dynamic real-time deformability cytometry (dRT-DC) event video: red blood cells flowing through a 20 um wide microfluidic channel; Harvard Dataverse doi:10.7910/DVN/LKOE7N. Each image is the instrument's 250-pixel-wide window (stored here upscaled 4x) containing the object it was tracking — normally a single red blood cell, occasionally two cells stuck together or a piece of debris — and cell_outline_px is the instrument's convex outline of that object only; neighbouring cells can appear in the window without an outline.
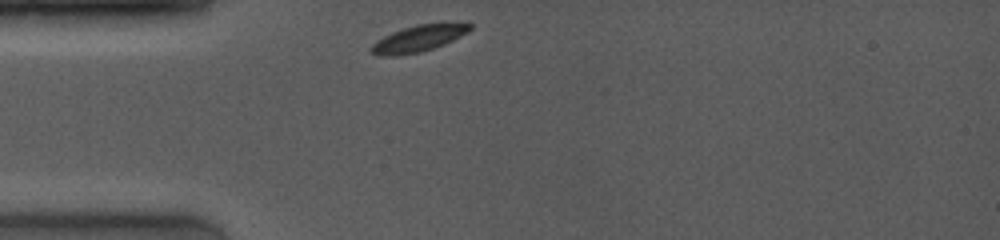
{"species": "common noctule bat (a hibernating species)", "species_latin": "Nyctalus noctula", "temperature_condition": "room temperature", "stored_images_in_passage": 33, "camera_frame_rate_fps": 4000, "um_per_image_px": 0.085, "animal": {"sex": "female", "body_mass_g": 19.0, "forearm_length_mm": 53.3}, "frame": {"image": 1, "passage_image": 1, "time_ms": 0.0, "image_size_px": [1000, 240], "cell_outline_px": [[472, 28], [468, 32], [444, 44], [420, 52], [396, 56], [380, 56], [372, 52], [372, 44], [376, 40], [392, 32], [416, 24], [472, 24]], "centroid_in_image_um": [35.53, 3.29], "position_along_channel_um": 49.5, "area_um2": 14.8}}
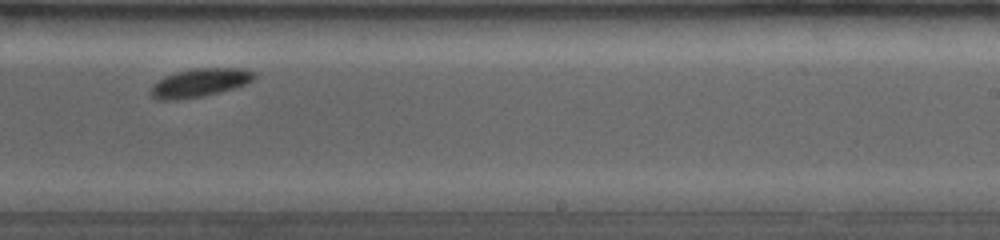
{"frame": {"image": 2, "passage_image": 22, "time_ms": 5.25, "image_size_px": [1000, 240], "cell_outline_px": [[256, 76], [248, 84], [236, 88], [200, 96], [176, 100], [160, 100], [152, 96], [152, 88], [164, 76], [176, 72], [196, 68], [244, 68], [256, 72]], "centroid_in_image_um": [17.06, 7.02], "position_along_channel_um": 271.9, "area_um2": 16.94}}
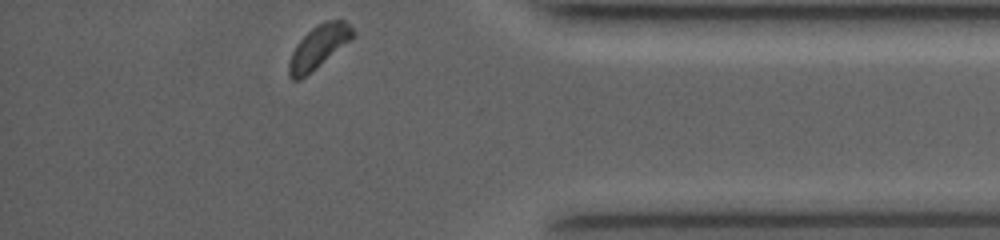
{"frame": {"image": 3, "passage_image": 33, "time_ms": 8.0, "image_size_px": [1000, 240], "cell_outline_px": [[356, 36], [352, 40], [316, 68], [300, 80], [292, 80], [288, 76], [288, 64], [292, 52], [300, 40], [316, 24], [324, 20], [344, 20], [356, 32]], "centroid_in_image_um": [27.1, 3.98], "position_along_channel_um": 408.1, "area_um2": 16.13}, "authors_computed_cell_mechanics": {"area_um2": 16.5886, "velocity_mm_per_s": 3.9342, "shape_relaxation_time_tau1_ms": 0.5156, "shape_relaxation_time_tau2_ms": null, "deformation_change_tau1": 0.0336, "deformation_change_tau2": null}}